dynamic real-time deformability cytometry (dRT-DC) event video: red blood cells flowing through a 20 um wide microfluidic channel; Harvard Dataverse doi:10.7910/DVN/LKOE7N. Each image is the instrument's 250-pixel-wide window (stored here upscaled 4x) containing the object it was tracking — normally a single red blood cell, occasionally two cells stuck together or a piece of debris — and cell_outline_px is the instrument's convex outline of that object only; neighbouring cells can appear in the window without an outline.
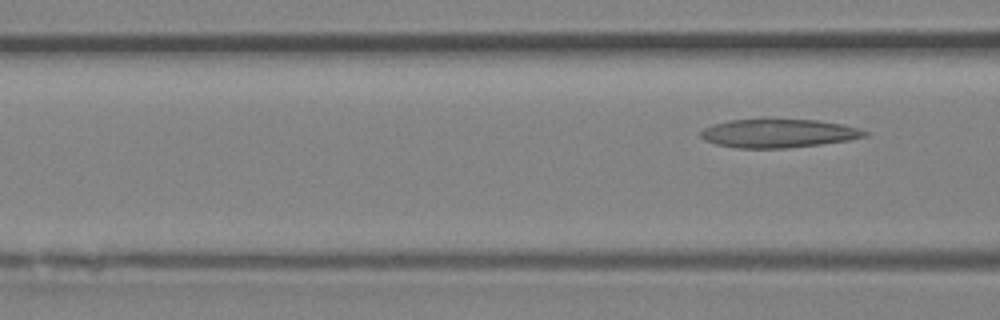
{"species": "Egyptian fruit bat (a non-hibernating species)", "species_latin": "Rousettus aegyptiacus", "temperature_condition": "room temperature", "stored_images_in_passage": 4, "segment_of_instrument_passage": [2, 2], "camera_frame_rate_fps": 3000, "um_per_image_px": 0.085, "animal": {"sex": "female"}, "frame": {"image": 1, "passage_image": 4, "time_ms": 1.0, "image_size_px": [1000, 320], "cell_outline_px": [[868, 132], [864, 136], [848, 140], [820, 144], [788, 148], [736, 148], [716, 144], [704, 140], [700, 136], [700, 132], [704, 128], [712, 124], [728, 120], [764, 116], [768, 116], [820, 120], [840, 124], [856, 128]], "centroid_in_image_um": [66.07, 11.28], "position_along_channel_um": 100.5, "area_um2": 28.32}}